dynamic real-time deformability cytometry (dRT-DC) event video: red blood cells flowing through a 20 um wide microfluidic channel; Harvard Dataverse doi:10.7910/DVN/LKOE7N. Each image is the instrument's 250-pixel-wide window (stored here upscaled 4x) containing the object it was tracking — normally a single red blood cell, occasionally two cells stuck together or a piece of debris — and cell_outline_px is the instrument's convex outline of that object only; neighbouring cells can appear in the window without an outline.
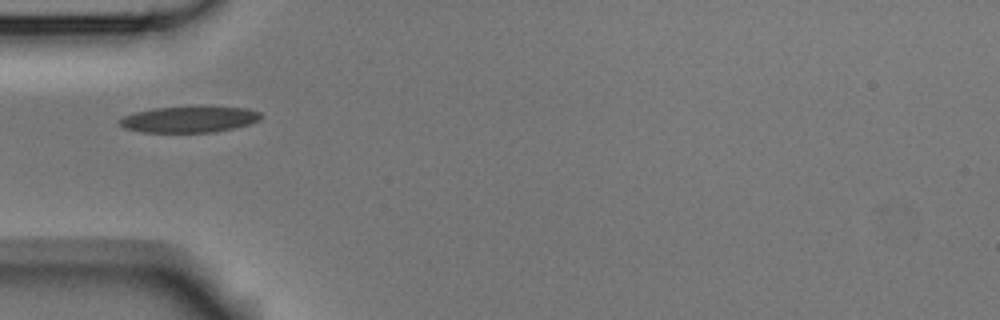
{"species": "Egyptian fruit bat (a non-hibernating species)", "species_latin": "Rousettus aegyptiacus", "temperature_condition": "room temperature", "stored_images_in_passage": 7, "camera_frame_rate_fps": 3000, "um_per_image_px": 0.085, "animal": {"sex": "male"}, "frame": {"image": 1, "passage_image": 4, "time_ms": 1.0, "image_size_px": [1000, 320], "cell_outline_px": [[264, 116], [260, 120], [248, 124], [216, 132], [144, 132], [124, 128], [120, 124], [120, 120], [124, 116], [136, 112], [156, 108], [248, 108], [260, 112]], "centroid_in_image_um": [16.11, 10.17], "position_along_channel_um": 68.9, "area_um2": 20.87}}
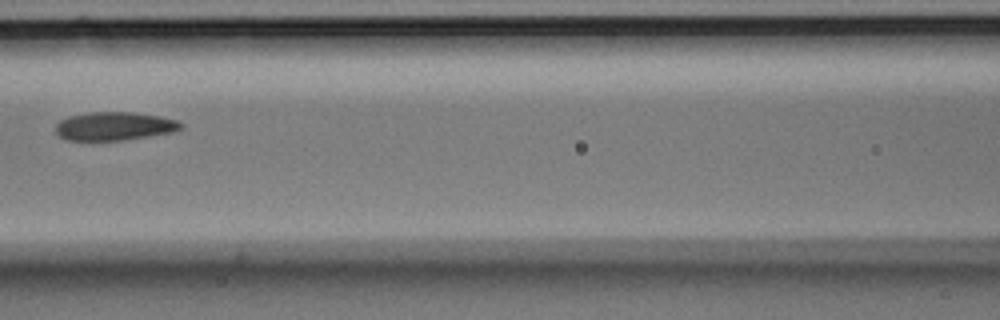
{"frame": {"image": 2, "passage_image": 6, "time_ms": 1.667, "image_size_px": [1000, 320], "cell_outline_px": [[184, 128], [172, 132], [124, 140], [68, 140], [60, 136], [56, 132], [56, 124], [60, 120], [68, 116], [88, 112], [132, 112], [160, 116], [176, 120], [184, 124]], "centroid_in_image_um": [9.73, 10.71], "position_along_channel_um": 156.9, "area_um2": 20.75}}
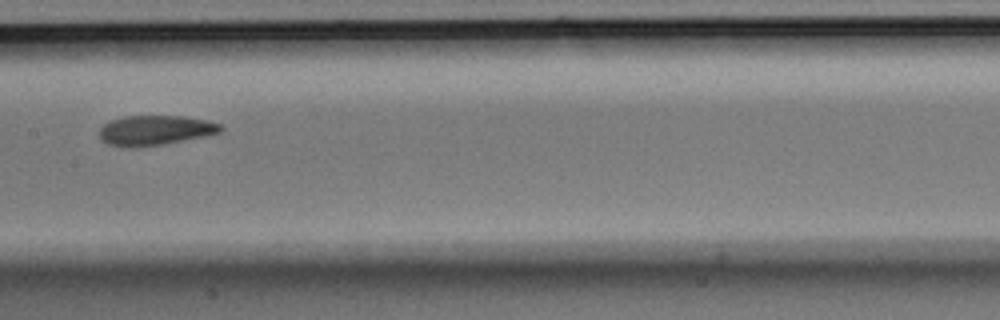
{"frame": {"image": 3, "passage_image": 7, "time_ms": 2.0, "image_size_px": [1000, 320], "cell_outline_px": [[224, 128], [220, 132], [208, 136], [164, 144], [136, 148], [120, 148], [108, 144], [100, 140], [100, 128], [104, 124], [112, 120], [124, 116], [180, 116], [204, 120], [220, 124]], "centroid_in_image_um": [13.16, 11.1], "position_along_channel_um": 194.2, "area_um2": 21.33}}